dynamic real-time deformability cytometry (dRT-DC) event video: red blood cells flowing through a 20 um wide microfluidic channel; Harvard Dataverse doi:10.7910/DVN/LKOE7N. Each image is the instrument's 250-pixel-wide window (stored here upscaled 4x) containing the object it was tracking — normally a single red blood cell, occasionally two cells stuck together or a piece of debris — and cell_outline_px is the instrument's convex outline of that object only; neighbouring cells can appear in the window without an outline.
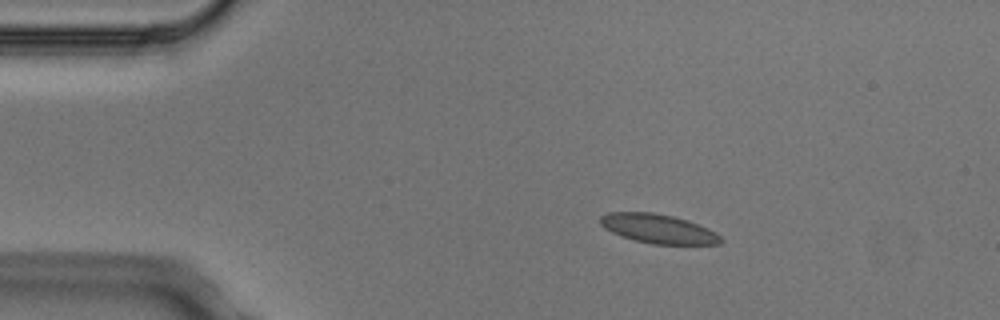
{"species": "Egyptian fruit bat (a non-hibernating species)", "species_latin": "Rousettus aegyptiacus", "temperature_condition": "cold", "stored_images_in_passage": 4, "segment_of_instrument_passage": [1, 2], "camera_frame_rate_fps": 3000, "um_per_image_px": 0.085, "animal": {"sex": "male"}, "frame": {"image": 1, "passage_image": 2, "time_ms": 0.333, "image_size_px": [1000, 320], "cell_outline_px": [[724, 240], [720, 244], [652, 244], [636, 240], [612, 232], [604, 228], [600, 224], [600, 216], [608, 212], [652, 212], [672, 216], [688, 220], [708, 228], [716, 232]], "centroid_in_image_um": [55.97, 19.43], "position_along_channel_um": 29.0, "area_um2": 20.4}}